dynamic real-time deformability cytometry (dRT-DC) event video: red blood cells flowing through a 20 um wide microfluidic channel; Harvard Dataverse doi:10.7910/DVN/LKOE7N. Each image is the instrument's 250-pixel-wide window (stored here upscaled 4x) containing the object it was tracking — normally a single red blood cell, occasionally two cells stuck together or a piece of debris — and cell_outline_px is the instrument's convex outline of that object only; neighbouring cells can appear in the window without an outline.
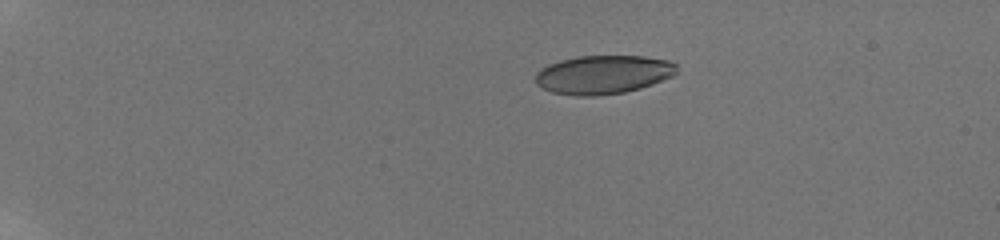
{"species": "human", "species_latin": "Homo sapiens", "temperature_condition": "room temperature", "stored_images_in_passage": 45, "camera_frame_rate_fps": 3000, "um_per_image_px": 0.085, "donor": {"sex": "male"}, "frame": {"image": 1, "passage_image": 1, "time_ms": 0.0, "image_size_px": [1000, 240], "cell_outline_px": [[676, 72], [672, 76], [652, 84], [640, 88], [624, 92], [596, 96], [576, 96], [552, 92], [540, 88], [536, 84], [536, 72], [540, 68], [548, 64], [560, 60], [576, 56], [644, 56], [668, 60], [676, 64]], "centroid_in_image_um": [51.23, 6.34], "position_along_channel_um": 33.8, "area_um2": 31.96}}
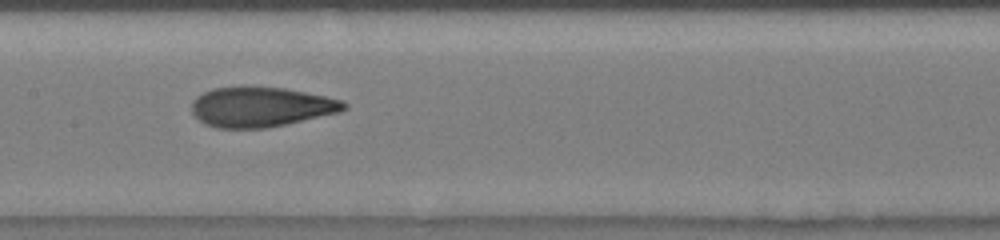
{"frame": {"image": 2, "passage_image": 21, "time_ms": 6.667, "image_size_px": [1000, 240], "cell_outline_px": [[348, 108], [340, 112], [284, 124], [264, 128], [216, 128], [204, 124], [192, 112], [192, 104], [196, 96], [212, 88], [244, 84], [284, 88], [324, 96], [340, 100], [348, 104]], "centroid_in_image_um": [22.13, 9.06], "position_along_channel_um": 185.3, "area_um2": 35.78}}
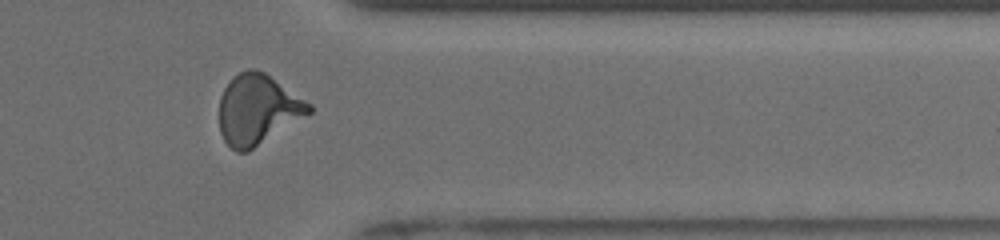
{"frame": {"image": 3, "passage_image": 37, "time_ms": 12.0, "image_size_px": [1000, 240], "cell_outline_px": [[312, 112], [248, 152], [236, 152], [224, 140], [220, 132], [220, 96], [224, 88], [232, 76], [248, 68], [256, 68], [264, 72], [312, 104]], "centroid_in_image_um": [21.89, 9.3], "position_along_channel_um": 389.5, "area_um2": 36.59}, "authors_computed_cell_mechanics": {"area_um2": 35.0846, "velocity_mm_per_s": 3.8897, "shape_relaxation_time_tau1_ms": 6.0345, "shape_relaxation_time_tau2_ms": 1.0862, "deformation_change_tau1": 0.2334, "deformation_change_tau2": 0.0716}}